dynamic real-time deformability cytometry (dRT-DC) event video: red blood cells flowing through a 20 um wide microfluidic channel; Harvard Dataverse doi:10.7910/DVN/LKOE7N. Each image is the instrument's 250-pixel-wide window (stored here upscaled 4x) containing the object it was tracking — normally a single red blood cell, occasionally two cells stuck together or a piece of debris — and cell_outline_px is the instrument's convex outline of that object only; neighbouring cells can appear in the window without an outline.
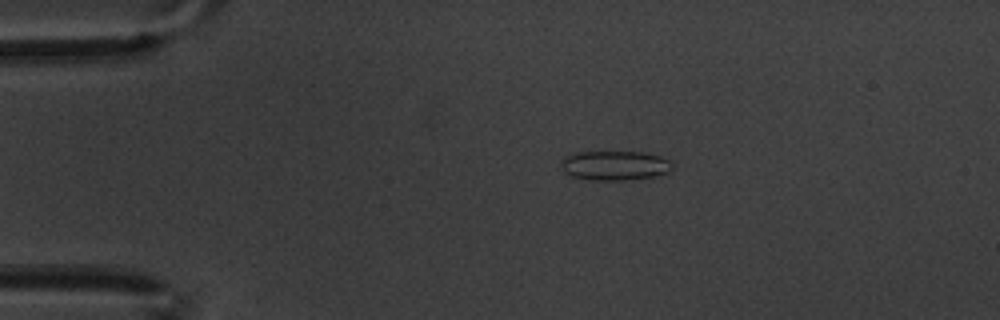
{"species": "common noctule bat (a hibernating species)", "species_latin": "Nyctalus noctula", "temperature_condition": "warm", "stored_images_in_passage": 13, "camera_frame_rate_fps": 3000, "um_per_image_px": 0.085, "animal": {"sex": "male", "body_mass_g": 20.1, "forearm_length_mm": 53.5}, "frame": {"image": 1, "passage_image": 1, "time_ms": 0.0, "image_size_px": [1000, 320], "cell_outline_px": [[672, 168], [668, 172], [652, 176], [624, 180], [592, 180], [572, 176], [564, 172], [560, 164], [560, 160], [564, 156], [576, 152], [644, 152], [660, 156], [668, 160], [672, 164]], "centroid_in_image_um": [52.2, 14.06], "position_along_channel_um": 32.8, "area_um2": 19.07}}
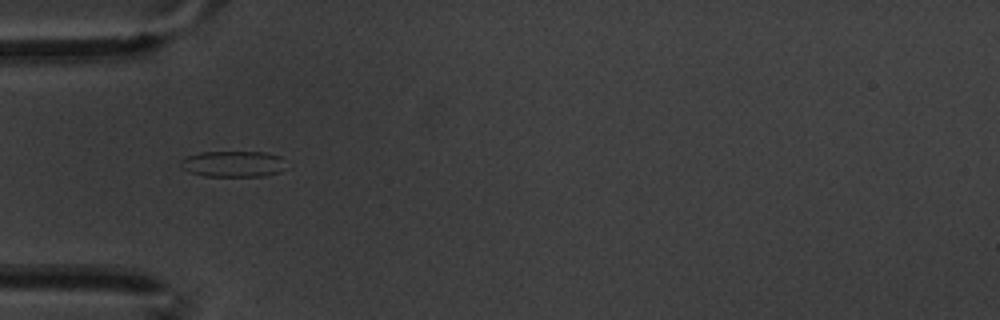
{"frame": {"image": 2, "passage_image": 8, "time_ms": 2.333, "image_size_px": [1000, 320], "cell_outline_px": [[280, 172], [264, 176], [204, 176], [188, 172], [180, 168], [180, 160], [188, 156], [200, 152], [264, 152], [280, 156]], "centroid_in_image_um": [19.69, 13.94], "position_along_channel_um": 65.3, "area_um2": 15.78}}
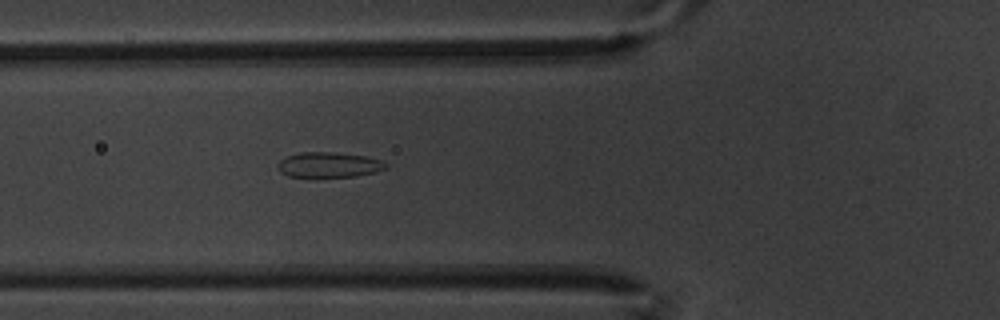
{"frame": {"image": 3, "passage_image": 11, "time_ms": 3.333, "image_size_px": [1000, 320], "cell_outline_px": [[388, 168], [376, 172], [356, 176], [316, 180], [288, 176], [280, 172], [276, 168], [276, 164], [280, 160], [288, 156], [300, 152], [332, 152], [368, 156], [380, 160], [388, 164]], "centroid_in_image_um": [27.92, 14.06], "position_along_channel_um": 97.9, "area_um2": 16.88}}